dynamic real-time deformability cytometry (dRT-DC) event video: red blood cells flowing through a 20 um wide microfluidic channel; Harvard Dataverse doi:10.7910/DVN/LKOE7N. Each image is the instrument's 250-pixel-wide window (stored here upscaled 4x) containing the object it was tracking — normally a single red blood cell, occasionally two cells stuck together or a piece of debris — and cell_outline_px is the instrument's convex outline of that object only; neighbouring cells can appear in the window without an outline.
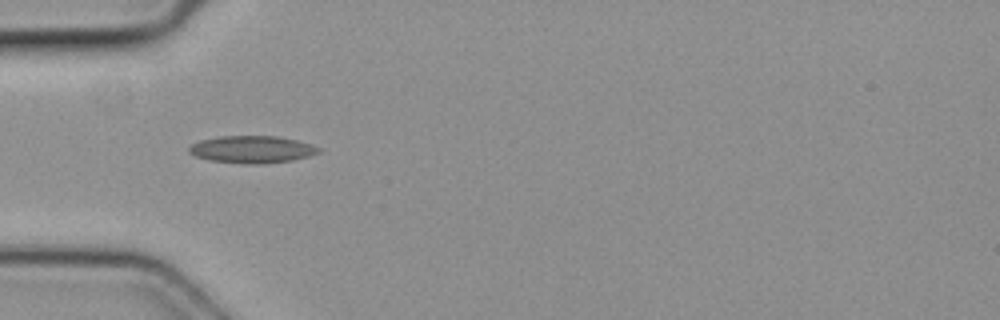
{"species": "common noctule bat (a hibernating species)", "species_latin": "Nyctalus noctula", "temperature_condition": "cold", "stored_images_in_passage": 3, "camera_frame_rate_fps": 3000, "um_per_image_px": 0.085, "animal": {"sex": "female", "body_mass_g": 19.3, "forearm_length_mm": 54.1}, "frame": {"image": 1, "passage_image": 1, "time_ms": 0.0, "image_size_px": [1000, 320], "cell_outline_px": [[320, 152], [308, 156], [292, 160], [264, 164], [244, 164], [208, 160], [196, 156], [188, 152], [188, 148], [192, 144], [200, 140], [220, 136], [276, 136], [296, 140], [312, 144], [320, 148]], "centroid_in_image_um": [21.41, 12.7], "position_along_channel_um": 63.6, "area_um2": 20.63}}
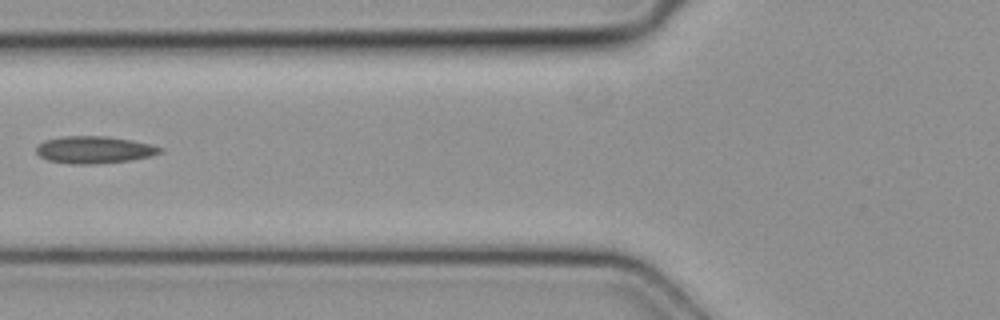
{"frame": {"image": 2, "passage_image": 2, "time_ms": 0.333, "image_size_px": [1000, 320], "cell_outline_px": [[164, 148], [160, 152], [148, 156], [128, 160], [92, 164], [72, 164], [48, 160], [40, 156], [36, 152], [36, 148], [44, 140], [64, 136], [104, 136], [132, 140]], "centroid_in_image_um": [7.96, 12.72], "position_along_channel_um": 117.8, "area_um2": 19.25}}
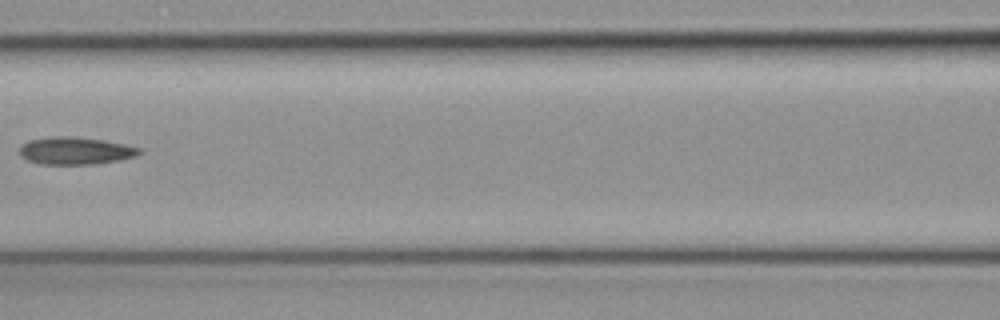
{"frame": {"image": 3, "passage_image": 3, "time_ms": 0.667, "image_size_px": [1000, 320], "cell_outline_px": [[144, 152], [136, 156], [120, 160], [96, 164], [40, 164], [28, 160], [20, 156], [20, 148], [28, 140], [52, 136], [68, 136], [104, 140], [128, 144], [144, 148]], "centroid_in_image_um": [6.49, 12.81], "position_along_channel_um": 160.1, "area_um2": 19.42}}